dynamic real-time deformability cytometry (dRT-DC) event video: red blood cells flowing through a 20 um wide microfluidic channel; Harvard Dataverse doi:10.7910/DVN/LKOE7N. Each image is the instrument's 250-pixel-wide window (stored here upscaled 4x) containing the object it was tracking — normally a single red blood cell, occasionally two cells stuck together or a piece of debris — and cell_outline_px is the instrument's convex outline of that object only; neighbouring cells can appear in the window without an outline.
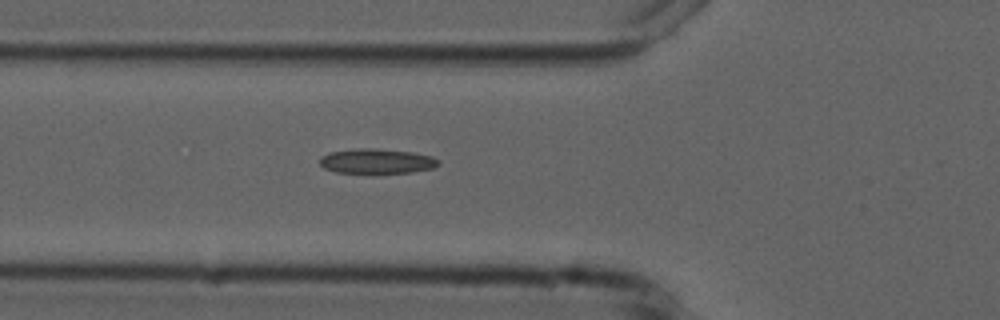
{"species": "common noctule bat (a hibernating species)", "species_latin": "Nyctalus noctula", "temperature_condition": "cold", "stored_images_in_passage": 7, "camera_frame_rate_fps": 3000, "um_per_image_px": 0.085, "animal": {"sex": "male", "forearm_length_mm": 52.5}, "frame": {"image": 1, "passage_image": 6, "time_ms": 5.667, "image_size_px": [1000, 320], "cell_outline_px": [[440, 164], [432, 168], [412, 172], [336, 172], [324, 168], [320, 164], [320, 156], [328, 152], [360, 148], [376, 148], [412, 152], [432, 156], [440, 160]], "centroid_in_image_um": [32.02, 13.68], "position_along_channel_um": 93.8, "area_um2": 17.05}}